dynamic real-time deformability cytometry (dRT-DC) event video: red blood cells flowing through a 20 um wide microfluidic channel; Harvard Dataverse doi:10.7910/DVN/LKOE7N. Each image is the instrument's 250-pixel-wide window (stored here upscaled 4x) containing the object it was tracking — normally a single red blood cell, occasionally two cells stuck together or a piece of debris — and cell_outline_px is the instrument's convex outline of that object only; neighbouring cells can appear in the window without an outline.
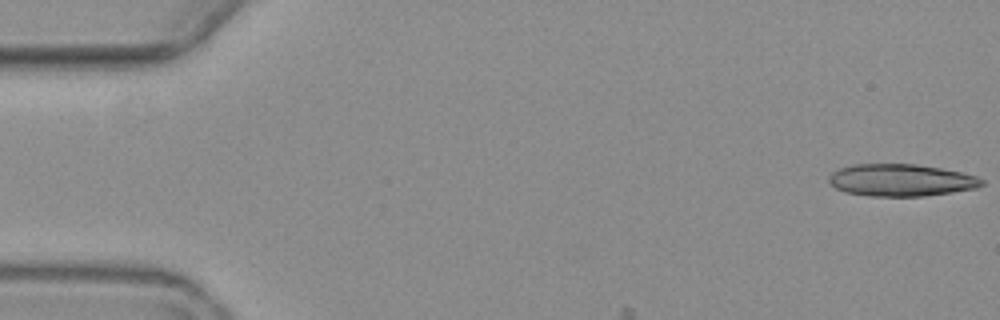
{"species": "common noctule bat (a hibernating species)", "species_latin": "Nyctalus noctula", "temperature_condition": "warm", "stored_images_in_passage": 4, "segment_of_instrument_passage": [2, 2], "camera_frame_rate_fps": 3000, "um_per_image_px": 0.085, "animal": {"sex": "female", "body_mass_g": 19.3, "forearm_length_mm": 54.1}, "frame": {"image": 1, "passage_image": 4, "time_ms": 5.0, "image_size_px": [1000, 320], "cell_outline_px": [[984, 184], [976, 188], [952, 192], [924, 196], [868, 196], [844, 192], [836, 188], [828, 180], [832, 172], [840, 168], [852, 164], [916, 164], [940, 168], [960, 172], [976, 176], [984, 180]], "centroid_in_image_um": [76.58, 15.31], "position_along_channel_um": 8.4, "area_um2": 28.61}}